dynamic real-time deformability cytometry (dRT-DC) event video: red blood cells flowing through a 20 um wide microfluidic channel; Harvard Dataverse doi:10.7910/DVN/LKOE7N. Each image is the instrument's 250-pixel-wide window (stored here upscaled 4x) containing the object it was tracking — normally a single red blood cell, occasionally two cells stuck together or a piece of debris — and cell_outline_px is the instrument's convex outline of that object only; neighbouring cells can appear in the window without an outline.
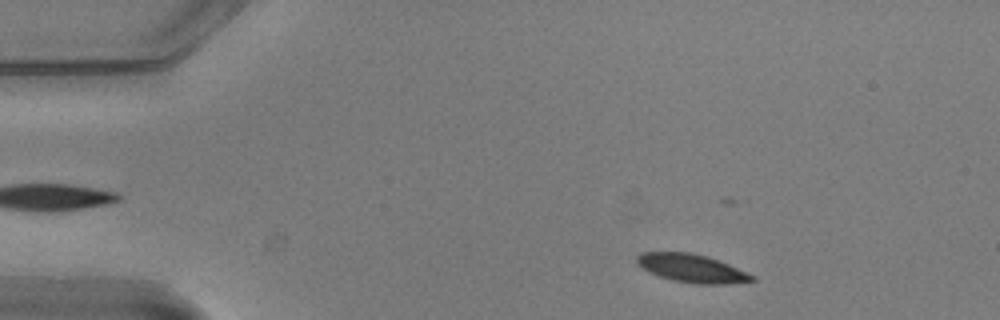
{"species": "common noctule bat (a hibernating species)", "species_latin": "Nyctalus noctula", "temperature_condition": "warm", "stored_images_in_passage": 33, "camera_frame_rate_fps": 3000, "um_per_image_px": 0.085, "animal": {"sex": "male", "body_mass_g": 20.5, "forearm_length_mm": 52.5}, "frame": {"image": 1, "passage_image": 4, "time_ms": 1.0, "image_size_px": [1000, 320], "cell_outline_px": [[756, 280], [728, 284], [696, 284], [672, 280], [648, 272], [636, 264], [636, 256], [640, 252], [692, 252], [728, 264], [756, 276]], "centroid_in_image_um": [58.77, 22.81], "position_along_channel_um": 26.2, "area_um2": 18.96}}
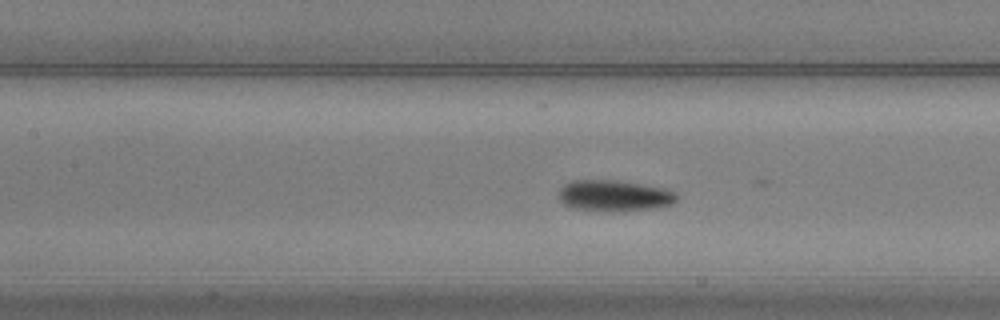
{"frame": {"image": 2, "passage_image": 20, "time_ms": 6.333, "image_size_px": [1000, 320], "cell_outline_px": [[676, 200], [672, 204], [656, 208], [572, 208], [564, 204], [560, 200], [560, 188], [564, 184], [572, 180], [616, 180], [664, 188], [676, 192]], "centroid_in_image_um": [52.21, 16.57], "position_along_channel_um": 155.2, "area_um2": 20.23}}
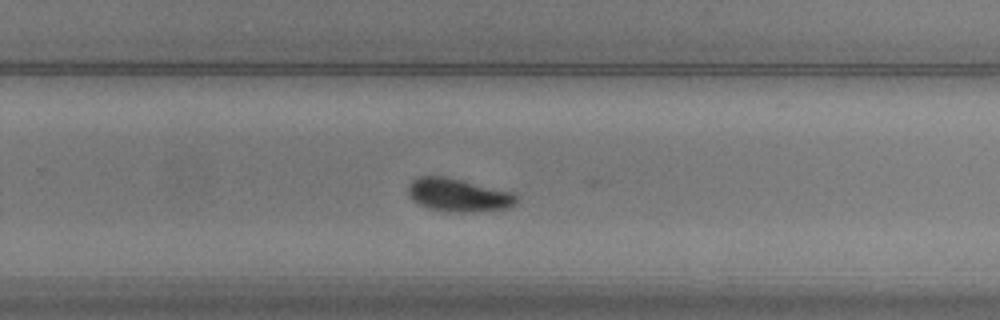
{"frame": {"image": 3, "passage_image": 31, "time_ms": 10.0, "image_size_px": [1000, 320], "cell_outline_px": [[516, 204], [512, 208], [472, 212], [448, 212], [428, 208], [416, 204], [412, 200], [408, 192], [408, 184], [416, 176], [444, 176], [512, 192], [516, 196]], "centroid_in_image_um": [38.92, 16.59], "position_along_channel_um": 290.9, "area_um2": 21.1}}